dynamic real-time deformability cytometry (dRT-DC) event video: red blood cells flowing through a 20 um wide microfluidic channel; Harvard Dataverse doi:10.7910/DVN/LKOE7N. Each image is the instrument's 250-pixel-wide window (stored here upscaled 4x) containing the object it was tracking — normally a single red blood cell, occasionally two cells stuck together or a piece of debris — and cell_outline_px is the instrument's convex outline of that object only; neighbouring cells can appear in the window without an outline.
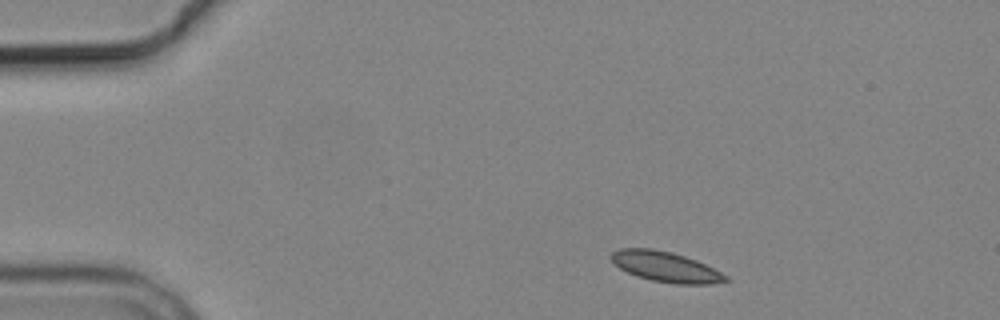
{"species": "common noctule bat (a hibernating species)", "species_latin": "Nyctalus noctula", "temperature_condition": "cold", "stored_images_in_passage": 3, "camera_frame_rate_fps": 3000, "um_per_image_px": 0.085, "animal": {"sex": "male", "body_mass_g": 19.2, "forearm_length_mm": 51.8}, "frame": {"image": 1, "passage_image": 1, "time_ms": 0.0, "image_size_px": [1000, 320], "cell_outline_px": [[728, 280], [712, 284], [676, 284], [652, 280], [636, 276], [620, 268], [608, 256], [612, 252], [620, 248], [652, 248], [672, 252], [696, 260], [728, 276]], "centroid_in_image_um": [56.55, 22.67], "position_along_channel_um": 28.4, "area_um2": 20.06}}